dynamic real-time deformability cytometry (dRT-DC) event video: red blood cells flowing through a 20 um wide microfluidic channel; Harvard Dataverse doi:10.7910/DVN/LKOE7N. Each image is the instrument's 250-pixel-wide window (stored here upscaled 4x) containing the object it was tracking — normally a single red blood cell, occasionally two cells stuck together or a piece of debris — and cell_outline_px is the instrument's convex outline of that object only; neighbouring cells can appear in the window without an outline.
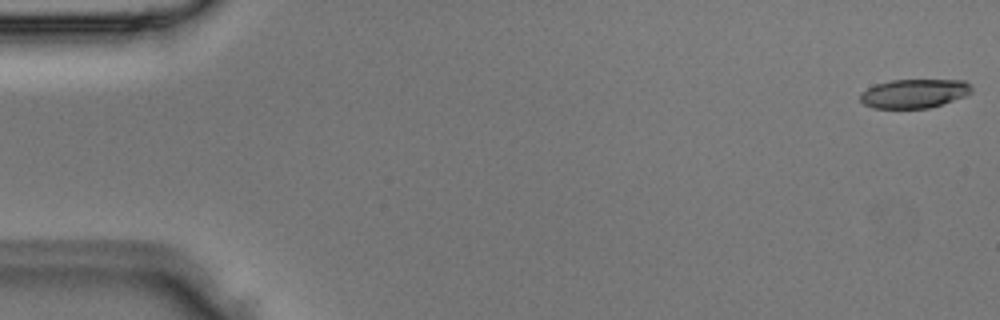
{"species": "Egyptian fruit bat (a non-hibernating species)", "species_latin": "Rousettus aegyptiacus", "temperature_condition": "room temperature", "stored_images_in_passage": 5, "camera_frame_rate_fps": 3000, "um_per_image_px": 0.085, "animal": {"sex": "male"}, "frame": {"image": 1, "passage_image": 1, "time_ms": 0.0, "image_size_px": [1000, 320], "cell_outline_px": [[972, 92], [964, 96], [928, 108], [872, 108], [864, 104], [860, 100], [860, 92], [876, 84], [892, 80], [964, 80], [972, 88]], "centroid_in_image_um": [77.67, 7.94], "position_along_channel_um": 7.3, "area_um2": 18.61}}